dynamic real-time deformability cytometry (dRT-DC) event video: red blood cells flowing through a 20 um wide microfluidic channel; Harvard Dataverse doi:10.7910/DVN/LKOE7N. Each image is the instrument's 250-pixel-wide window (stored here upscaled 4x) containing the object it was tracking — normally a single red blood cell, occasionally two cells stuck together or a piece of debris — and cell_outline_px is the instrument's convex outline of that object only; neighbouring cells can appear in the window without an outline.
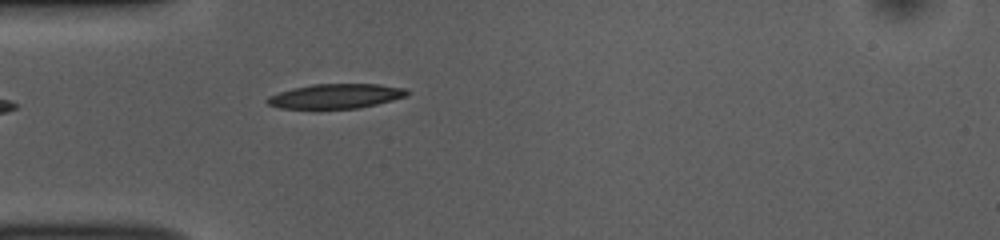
{"species": "common noctule bat (a hibernating species)", "species_latin": "Nyctalus noctula", "temperature_condition": "room temperature", "stored_images_in_passage": 38, "camera_frame_rate_fps": 3000, "um_per_image_px": 0.085, "animal": {"sex": "female", "body_mass_g": 10.0, "forearm_length_mm": 53.1}, "frame": {"image": 1, "passage_image": 1, "time_ms": 0.0, "image_size_px": [1000, 240], "cell_outline_px": [[408, 96], [360, 108], [280, 108], [268, 104], [264, 100], [268, 96], [292, 88], [312, 84], [380, 84], [404, 88], [408, 92]], "centroid_in_image_um": [28.53, 8.16], "position_along_channel_um": 56.5, "area_um2": 19.94}}
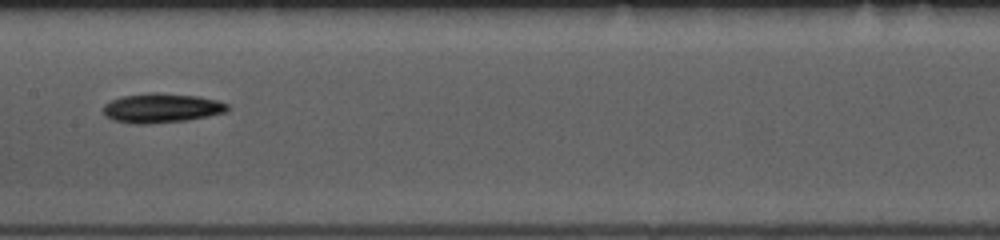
{"frame": {"image": 2, "passage_image": 12, "time_ms": 3.667, "image_size_px": [1000, 240], "cell_outline_px": [[228, 108], [224, 112], [188, 120], [148, 124], [132, 124], [112, 120], [104, 116], [104, 104], [112, 100], [124, 96], [148, 92], [156, 92], [196, 96], [216, 100], [228, 104]], "centroid_in_image_um": [13.68, 9.19], "position_along_channel_um": 193.7, "area_um2": 21.21}}
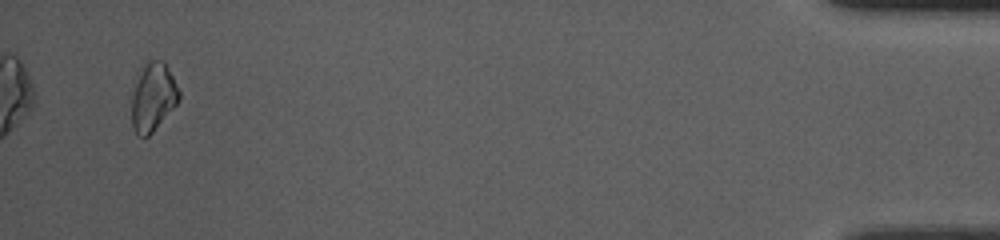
{"frame": {"image": 3, "passage_image": 36, "time_ms": 11.667, "image_size_px": [1000, 240], "cell_outline_px": [[180, 100], [152, 132], [148, 136], [136, 136], [132, 128], [132, 96], [140, 64], [148, 56], [164, 60], [180, 92]], "centroid_in_image_um": [12.98, 8.16], "position_along_channel_um": 422.2, "area_um2": 19.36}, "authors_computed_cell_mechanics": {"area_um2": 19.4786, "velocity_mm_per_s": 3.8552, "shape_relaxation_time_tau1_ms": 3.7241, "shape_relaxation_time_tau2_ms": null, "deformation_change_tau1": 0.1172, "deformation_change_tau2": null}}